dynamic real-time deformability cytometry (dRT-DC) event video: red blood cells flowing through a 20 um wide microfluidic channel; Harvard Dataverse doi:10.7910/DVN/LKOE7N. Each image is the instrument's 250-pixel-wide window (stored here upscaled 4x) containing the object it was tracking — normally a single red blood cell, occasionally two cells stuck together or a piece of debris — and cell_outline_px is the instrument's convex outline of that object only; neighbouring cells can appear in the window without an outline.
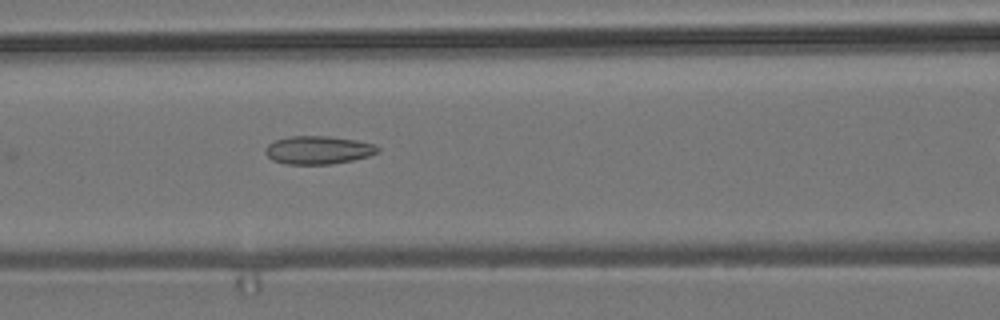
{"species": "common noctule bat (a hibernating species)", "species_latin": "Nyctalus noctula", "temperature_condition": "room temperature", "stored_images_in_passage": 6, "segment_of_instrument_passage": [1, 2], "camera_frame_rate_fps": 3000, "um_per_image_px": 0.085, "animal": {"sex": "male", "body_mass_g": 19.2, "forearm_length_mm": 51.8}, "frame": {"image": 1, "passage_image": 5, "time_ms": 5.333, "image_size_px": [1000, 320], "cell_outline_px": [[380, 152], [368, 156], [352, 160], [332, 164], [288, 164], [272, 160], [264, 152], [264, 148], [268, 144], [276, 140], [288, 136], [328, 136], [356, 140], [372, 144], [380, 148]], "centroid_in_image_um": [27.03, 12.75], "position_along_channel_um": 139.6, "area_um2": 18.44}}